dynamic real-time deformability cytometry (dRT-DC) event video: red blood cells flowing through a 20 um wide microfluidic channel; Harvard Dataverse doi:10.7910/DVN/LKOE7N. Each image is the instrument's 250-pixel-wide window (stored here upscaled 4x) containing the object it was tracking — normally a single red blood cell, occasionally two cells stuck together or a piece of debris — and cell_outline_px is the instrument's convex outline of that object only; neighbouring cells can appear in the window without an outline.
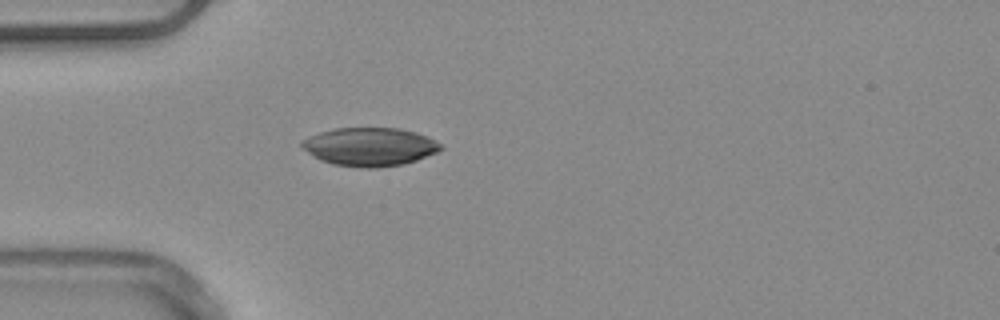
{"species": "common noctule bat (a hibernating species)", "species_latin": "Nyctalus noctula", "temperature_condition": "warm", "stored_images_in_passage": 38, "camera_frame_rate_fps": 3000, "um_per_image_px": 0.085, "animal": {"sex": "male", "body_mass_g": 20.4}, "frame": {"image": 1, "passage_image": 1, "time_ms": 0.0, "image_size_px": [1000, 320], "cell_outline_px": [[444, 148], [436, 152], [416, 160], [404, 164], [376, 168], [360, 168], [332, 164], [320, 160], [308, 152], [300, 144], [300, 140], [308, 136], [320, 132], [336, 128], [400, 128], [416, 132], [428, 136], [440, 144]], "centroid_in_image_um": [31.41, 12.47], "position_along_channel_um": 53.6, "area_um2": 31.15}, "authors_computed_cell_mechanics": {"area_um2": 28.8133, "velocity_mm_per_s": 3.898, "shape_relaxation_time_tau1_ms": 7.1935, "shape_relaxation_time_tau2_ms": null, "deformation_change_tau1": 0.1615, "deformation_change_tau2": null}}